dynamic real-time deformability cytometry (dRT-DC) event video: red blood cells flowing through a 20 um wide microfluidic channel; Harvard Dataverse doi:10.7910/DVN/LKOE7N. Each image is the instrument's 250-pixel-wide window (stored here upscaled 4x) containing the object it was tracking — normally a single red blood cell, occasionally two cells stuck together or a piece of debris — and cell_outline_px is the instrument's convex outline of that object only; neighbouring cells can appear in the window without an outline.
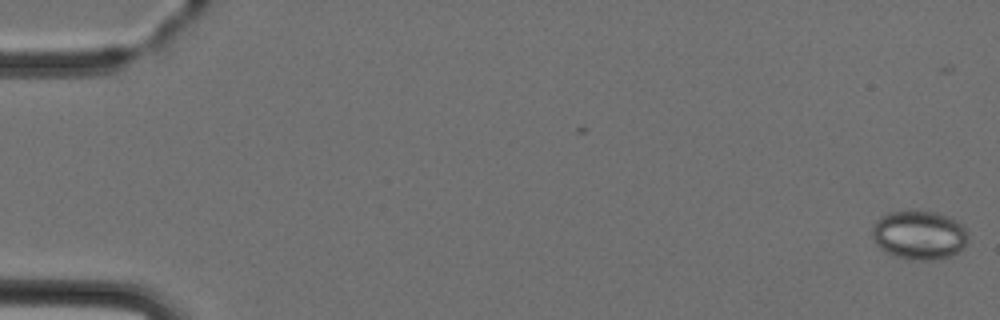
{"species": "Egyptian fruit bat (a non-hibernating species)", "species_latin": "Rousettus aegyptiacus", "temperature_condition": "cold", "stored_images_in_passage": 6, "camera_frame_rate_fps": 3000, "um_per_image_px": 0.085, "animal": {"sex": "female"}, "frame": {"image": 1, "passage_image": 1, "time_ms": 0.0, "image_size_px": [1000, 320], "cell_outline_px": [[968, 240], [964, 248], [952, 256], [932, 260], [916, 260], [892, 256], [880, 248], [876, 244], [872, 236], [872, 224], [876, 220], [892, 212], [936, 212], [948, 216], [956, 220], [968, 232]], "centroid_in_image_um": [78.15, 20.01], "position_along_channel_um": 6.9, "area_um2": 27.34}}
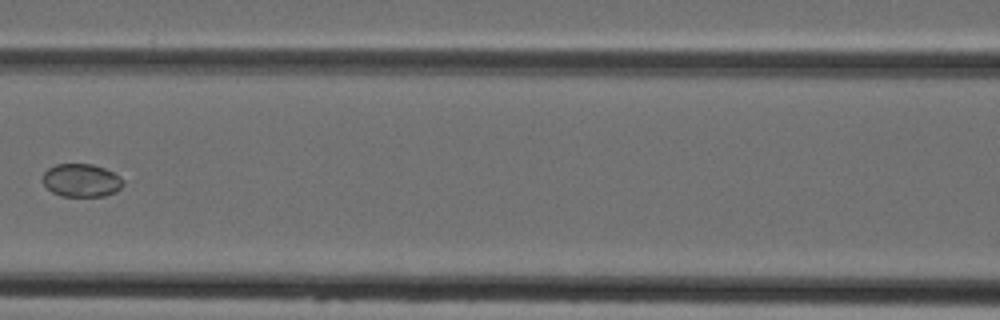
{"frame": {"image": 2, "passage_image": 6, "time_ms": 7.333, "image_size_px": [1000, 320], "cell_outline_px": [[124, 184], [116, 192], [104, 196], [60, 196], [52, 192], [44, 184], [44, 172], [48, 168], [56, 164], [92, 164], [104, 168], [120, 176], [124, 180]], "centroid_in_image_um": [6.94, 15.33], "position_along_channel_um": 159.7, "area_um2": 15.49}}